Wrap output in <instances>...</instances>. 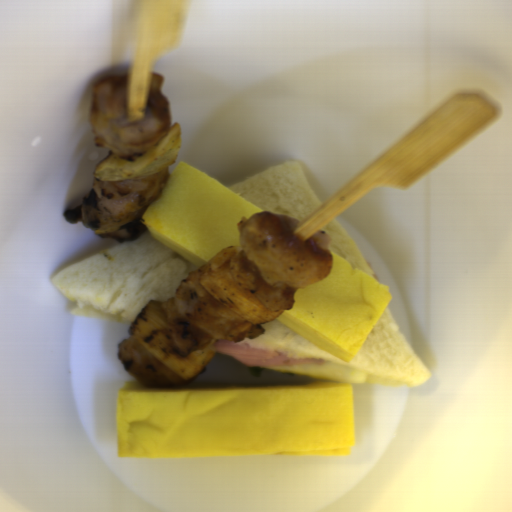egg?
<instances>
[{
    "mask_svg": "<svg viewBox=\"0 0 512 512\" xmlns=\"http://www.w3.org/2000/svg\"><path fill=\"white\" fill-rule=\"evenodd\" d=\"M323 362L322 365L256 367L316 380L349 382L350 384H363L367 379L368 374L366 371L329 361Z\"/></svg>",
    "mask_w": 512,
    "mask_h": 512,
    "instance_id": "1",
    "label": "egg"
}]
</instances>
